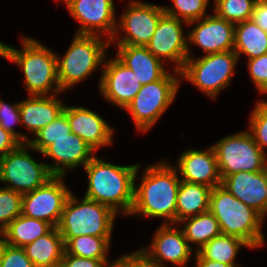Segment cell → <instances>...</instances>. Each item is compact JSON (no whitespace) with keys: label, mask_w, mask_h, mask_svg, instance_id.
I'll return each instance as SVG.
<instances>
[{"label":"cell","mask_w":267,"mask_h":267,"mask_svg":"<svg viewBox=\"0 0 267 267\" xmlns=\"http://www.w3.org/2000/svg\"><path fill=\"white\" fill-rule=\"evenodd\" d=\"M140 164L115 165L94 156L84 167L88 188L84 197L129 215L134 203V185Z\"/></svg>","instance_id":"cell-1"},{"label":"cell","mask_w":267,"mask_h":267,"mask_svg":"<svg viewBox=\"0 0 267 267\" xmlns=\"http://www.w3.org/2000/svg\"><path fill=\"white\" fill-rule=\"evenodd\" d=\"M177 169L165 160L145 168L141 183L134 185V203L129 215L164 218L176 223L177 192L181 179Z\"/></svg>","instance_id":"cell-2"},{"label":"cell","mask_w":267,"mask_h":267,"mask_svg":"<svg viewBox=\"0 0 267 267\" xmlns=\"http://www.w3.org/2000/svg\"><path fill=\"white\" fill-rule=\"evenodd\" d=\"M21 38L23 50L0 41V56L23 70L26 90L30 95L61 94L56 54L34 38L24 35Z\"/></svg>","instance_id":"cell-3"},{"label":"cell","mask_w":267,"mask_h":267,"mask_svg":"<svg viewBox=\"0 0 267 267\" xmlns=\"http://www.w3.org/2000/svg\"><path fill=\"white\" fill-rule=\"evenodd\" d=\"M209 211L216 217L222 234L238 237L252 249L264 245L261 226L265 219L222 185L212 188Z\"/></svg>","instance_id":"cell-4"},{"label":"cell","mask_w":267,"mask_h":267,"mask_svg":"<svg viewBox=\"0 0 267 267\" xmlns=\"http://www.w3.org/2000/svg\"><path fill=\"white\" fill-rule=\"evenodd\" d=\"M117 213L110 207L83 196L78 200L73 192L66 200L57 226L64 244L77 236L112 237Z\"/></svg>","instance_id":"cell-5"},{"label":"cell","mask_w":267,"mask_h":267,"mask_svg":"<svg viewBox=\"0 0 267 267\" xmlns=\"http://www.w3.org/2000/svg\"><path fill=\"white\" fill-rule=\"evenodd\" d=\"M109 46L110 41H103L99 35L75 33L63 57L56 54L57 76L62 92L84 81L102 66Z\"/></svg>","instance_id":"cell-6"},{"label":"cell","mask_w":267,"mask_h":267,"mask_svg":"<svg viewBox=\"0 0 267 267\" xmlns=\"http://www.w3.org/2000/svg\"><path fill=\"white\" fill-rule=\"evenodd\" d=\"M174 73L169 72L160 80L142 85L125 108L132 116L138 131L145 134L150 130L174 101L181 83L180 72L174 69Z\"/></svg>","instance_id":"cell-7"},{"label":"cell","mask_w":267,"mask_h":267,"mask_svg":"<svg viewBox=\"0 0 267 267\" xmlns=\"http://www.w3.org/2000/svg\"><path fill=\"white\" fill-rule=\"evenodd\" d=\"M238 55L231 51L204 55L201 58H187L180 75L200 91L215 99L221 90L227 88L235 73Z\"/></svg>","instance_id":"cell-8"},{"label":"cell","mask_w":267,"mask_h":267,"mask_svg":"<svg viewBox=\"0 0 267 267\" xmlns=\"http://www.w3.org/2000/svg\"><path fill=\"white\" fill-rule=\"evenodd\" d=\"M212 147L222 180L240 171L255 172L267 169V155L256 144L249 130L224 136Z\"/></svg>","instance_id":"cell-9"},{"label":"cell","mask_w":267,"mask_h":267,"mask_svg":"<svg viewBox=\"0 0 267 267\" xmlns=\"http://www.w3.org/2000/svg\"><path fill=\"white\" fill-rule=\"evenodd\" d=\"M28 149H32L28 143H20L1 157V183L22 195L44 185L54 176L47 163L35 161Z\"/></svg>","instance_id":"cell-10"},{"label":"cell","mask_w":267,"mask_h":267,"mask_svg":"<svg viewBox=\"0 0 267 267\" xmlns=\"http://www.w3.org/2000/svg\"><path fill=\"white\" fill-rule=\"evenodd\" d=\"M164 14L163 5L144 3L140 0L129 1L117 23V31L110 44L146 47L155 33L160 17ZM120 28V29H119ZM124 37H116L119 30ZM117 39V40H116ZM116 40V42H115Z\"/></svg>","instance_id":"cell-11"},{"label":"cell","mask_w":267,"mask_h":267,"mask_svg":"<svg viewBox=\"0 0 267 267\" xmlns=\"http://www.w3.org/2000/svg\"><path fill=\"white\" fill-rule=\"evenodd\" d=\"M65 176H53L44 185L22 195V215L57 227L70 193Z\"/></svg>","instance_id":"cell-12"},{"label":"cell","mask_w":267,"mask_h":267,"mask_svg":"<svg viewBox=\"0 0 267 267\" xmlns=\"http://www.w3.org/2000/svg\"><path fill=\"white\" fill-rule=\"evenodd\" d=\"M183 24L188 23L176 17L163 14L156 26L155 33L146 45L149 52L167 62L176 64L175 70L181 71L188 58V36L184 35Z\"/></svg>","instance_id":"cell-13"},{"label":"cell","mask_w":267,"mask_h":267,"mask_svg":"<svg viewBox=\"0 0 267 267\" xmlns=\"http://www.w3.org/2000/svg\"><path fill=\"white\" fill-rule=\"evenodd\" d=\"M72 18L80 23L76 34L105 35L111 41L117 31L114 0H66Z\"/></svg>","instance_id":"cell-14"},{"label":"cell","mask_w":267,"mask_h":267,"mask_svg":"<svg viewBox=\"0 0 267 267\" xmlns=\"http://www.w3.org/2000/svg\"><path fill=\"white\" fill-rule=\"evenodd\" d=\"M99 91L104 99L123 110L132 102L142 84L136 74L117 57L104 60Z\"/></svg>","instance_id":"cell-15"},{"label":"cell","mask_w":267,"mask_h":267,"mask_svg":"<svg viewBox=\"0 0 267 267\" xmlns=\"http://www.w3.org/2000/svg\"><path fill=\"white\" fill-rule=\"evenodd\" d=\"M195 27L188 32V58L192 57L190 45L199 46L207 54L234 50L235 24L214 13L190 22Z\"/></svg>","instance_id":"cell-16"},{"label":"cell","mask_w":267,"mask_h":267,"mask_svg":"<svg viewBox=\"0 0 267 267\" xmlns=\"http://www.w3.org/2000/svg\"><path fill=\"white\" fill-rule=\"evenodd\" d=\"M174 226V223H162L154 232L150 248H141L161 267H167L165 262L185 267L192 252H195L186 240L182 229Z\"/></svg>","instance_id":"cell-17"},{"label":"cell","mask_w":267,"mask_h":267,"mask_svg":"<svg viewBox=\"0 0 267 267\" xmlns=\"http://www.w3.org/2000/svg\"><path fill=\"white\" fill-rule=\"evenodd\" d=\"M95 150L81 137L74 133L67 134L55 140L41 154L53 159V164H47L49 171L55 176H65L67 169H74L80 164H86L95 156Z\"/></svg>","instance_id":"cell-18"},{"label":"cell","mask_w":267,"mask_h":267,"mask_svg":"<svg viewBox=\"0 0 267 267\" xmlns=\"http://www.w3.org/2000/svg\"><path fill=\"white\" fill-rule=\"evenodd\" d=\"M222 186L265 219L267 215V169L230 174L222 180Z\"/></svg>","instance_id":"cell-19"},{"label":"cell","mask_w":267,"mask_h":267,"mask_svg":"<svg viewBox=\"0 0 267 267\" xmlns=\"http://www.w3.org/2000/svg\"><path fill=\"white\" fill-rule=\"evenodd\" d=\"M177 169L182 181L210 188L222 185L216 154L211 146L206 150L188 149L179 155Z\"/></svg>","instance_id":"cell-20"},{"label":"cell","mask_w":267,"mask_h":267,"mask_svg":"<svg viewBox=\"0 0 267 267\" xmlns=\"http://www.w3.org/2000/svg\"><path fill=\"white\" fill-rule=\"evenodd\" d=\"M71 132L81 137L95 151L113 143L114 129L96 112L82 106H67Z\"/></svg>","instance_id":"cell-21"},{"label":"cell","mask_w":267,"mask_h":267,"mask_svg":"<svg viewBox=\"0 0 267 267\" xmlns=\"http://www.w3.org/2000/svg\"><path fill=\"white\" fill-rule=\"evenodd\" d=\"M55 95H30L20 102L21 125L35 135L54 121L64 110L65 104Z\"/></svg>","instance_id":"cell-22"},{"label":"cell","mask_w":267,"mask_h":267,"mask_svg":"<svg viewBox=\"0 0 267 267\" xmlns=\"http://www.w3.org/2000/svg\"><path fill=\"white\" fill-rule=\"evenodd\" d=\"M116 57L130 68L142 85L162 79L168 71L164 62L153 56L146 47L117 45Z\"/></svg>","instance_id":"cell-23"},{"label":"cell","mask_w":267,"mask_h":267,"mask_svg":"<svg viewBox=\"0 0 267 267\" xmlns=\"http://www.w3.org/2000/svg\"><path fill=\"white\" fill-rule=\"evenodd\" d=\"M34 267H60L65 244L57 227L23 247Z\"/></svg>","instance_id":"cell-24"},{"label":"cell","mask_w":267,"mask_h":267,"mask_svg":"<svg viewBox=\"0 0 267 267\" xmlns=\"http://www.w3.org/2000/svg\"><path fill=\"white\" fill-rule=\"evenodd\" d=\"M212 188L205 185L180 181L176 201V223L209 211Z\"/></svg>","instance_id":"cell-25"},{"label":"cell","mask_w":267,"mask_h":267,"mask_svg":"<svg viewBox=\"0 0 267 267\" xmlns=\"http://www.w3.org/2000/svg\"><path fill=\"white\" fill-rule=\"evenodd\" d=\"M234 52L247 59L267 54V32L262 30L252 19L235 24Z\"/></svg>","instance_id":"cell-26"},{"label":"cell","mask_w":267,"mask_h":267,"mask_svg":"<svg viewBox=\"0 0 267 267\" xmlns=\"http://www.w3.org/2000/svg\"><path fill=\"white\" fill-rule=\"evenodd\" d=\"M52 228L53 226L46 221L21 214L6 227L1 235L5 243L16 247H24L47 234Z\"/></svg>","instance_id":"cell-27"},{"label":"cell","mask_w":267,"mask_h":267,"mask_svg":"<svg viewBox=\"0 0 267 267\" xmlns=\"http://www.w3.org/2000/svg\"><path fill=\"white\" fill-rule=\"evenodd\" d=\"M249 245L242 239L220 234L195 252V259H207L223 264L235 265V259L241 247Z\"/></svg>","instance_id":"cell-28"},{"label":"cell","mask_w":267,"mask_h":267,"mask_svg":"<svg viewBox=\"0 0 267 267\" xmlns=\"http://www.w3.org/2000/svg\"><path fill=\"white\" fill-rule=\"evenodd\" d=\"M179 223L185 224L181 229L188 243H195L198 247L195 252L221 234L219 223L210 211L186 218Z\"/></svg>","instance_id":"cell-29"},{"label":"cell","mask_w":267,"mask_h":267,"mask_svg":"<svg viewBox=\"0 0 267 267\" xmlns=\"http://www.w3.org/2000/svg\"><path fill=\"white\" fill-rule=\"evenodd\" d=\"M111 237L77 236L65 243V252L81 258L108 260Z\"/></svg>","instance_id":"cell-30"},{"label":"cell","mask_w":267,"mask_h":267,"mask_svg":"<svg viewBox=\"0 0 267 267\" xmlns=\"http://www.w3.org/2000/svg\"><path fill=\"white\" fill-rule=\"evenodd\" d=\"M71 133L70 124L67 118V106L57 118L46 127L40 129L34 138H29L28 144L40 154L50 146L55 140L66 137Z\"/></svg>","instance_id":"cell-31"},{"label":"cell","mask_w":267,"mask_h":267,"mask_svg":"<svg viewBox=\"0 0 267 267\" xmlns=\"http://www.w3.org/2000/svg\"><path fill=\"white\" fill-rule=\"evenodd\" d=\"M258 0H214V14L233 24L252 19Z\"/></svg>","instance_id":"cell-32"},{"label":"cell","mask_w":267,"mask_h":267,"mask_svg":"<svg viewBox=\"0 0 267 267\" xmlns=\"http://www.w3.org/2000/svg\"><path fill=\"white\" fill-rule=\"evenodd\" d=\"M173 7L163 6L164 13L186 23L207 16L206 9L210 0H171ZM206 14V15H205Z\"/></svg>","instance_id":"cell-33"},{"label":"cell","mask_w":267,"mask_h":267,"mask_svg":"<svg viewBox=\"0 0 267 267\" xmlns=\"http://www.w3.org/2000/svg\"><path fill=\"white\" fill-rule=\"evenodd\" d=\"M22 213V194L0 187V234Z\"/></svg>","instance_id":"cell-34"},{"label":"cell","mask_w":267,"mask_h":267,"mask_svg":"<svg viewBox=\"0 0 267 267\" xmlns=\"http://www.w3.org/2000/svg\"><path fill=\"white\" fill-rule=\"evenodd\" d=\"M257 102L253 113L249 117V132L256 144L265 153V148L267 147V101L260 100Z\"/></svg>","instance_id":"cell-35"},{"label":"cell","mask_w":267,"mask_h":267,"mask_svg":"<svg viewBox=\"0 0 267 267\" xmlns=\"http://www.w3.org/2000/svg\"><path fill=\"white\" fill-rule=\"evenodd\" d=\"M21 125L20 102L7 104L0 99V126L12 134L20 143H28L29 138L25 133L17 132L14 124Z\"/></svg>","instance_id":"cell-36"},{"label":"cell","mask_w":267,"mask_h":267,"mask_svg":"<svg viewBox=\"0 0 267 267\" xmlns=\"http://www.w3.org/2000/svg\"><path fill=\"white\" fill-rule=\"evenodd\" d=\"M248 71L258 93L267 94V54L249 59Z\"/></svg>","instance_id":"cell-37"},{"label":"cell","mask_w":267,"mask_h":267,"mask_svg":"<svg viewBox=\"0 0 267 267\" xmlns=\"http://www.w3.org/2000/svg\"><path fill=\"white\" fill-rule=\"evenodd\" d=\"M0 267H34L26 256L23 247H16L4 242Z\"/></svg>","instance_id":"cell-38"},{"label":"cell","mask_w":267,"mask_h":267,"mask_svg":"<svg viewBox=\"0 0 267 267\" xmlns=\"http://www.w3.org/2000/svg\"><path fill=\"white\" fill-rule=\"evenodd\" d=\"M110 267H161L141 248L116 259Z\"/></svg>","instance_id":"cell-39"},{"label":"cell","mask_w":267,"mask_h":267,"mask_svg":"<svg viewBox=\"0 0 267 267\" xmlns=\"http://www.w3.org/2000/svg\"><path fill=\"white\" fill-rule=\"evenodd\" d=\"M111 263L108 260L81 258L69 255L64 251L60 267H110Z\"/></svg>","instance_id":"cell-40"},{"label":"cell","mask_w":267,"mask_h":267,"mask_svg":"<svg viewBox=\"0 0 267 267\" xmlns=\"http://www.w3.org/2000/svg\"><path fill=\"white\" fill-rule=\"evenodd\" d=\"M19 144L20 142L12 134L0 126V157L14 150Z\"/></svg>","instance_id":"cell-41"},{"label":"cell","mask_w":267,"mask_h":267,"mask_svg":"<svg viewBox=\"0 0 267 267\" xmlns=\"http://www.w3.org/2000/svg\"><path fill=\"white\" fill-rule=\"evenodd\" d=\"M252 20L265 32H267V2L257 1Z\"/></svg>","instance_id":"cell-42"},{"label":"cell","mask_w":267,"mask_h":267,"mask_svg":"<svg viewBox=\"0 0 267 267\" xmlns=\"http://www.w3.org/2000/svg\"><path fill=\"white\" fill-rule=\"evenodd\" d=\"M196 260V266L195 267H240L236 265H228L223 264L221 262H216L212 260L207 259H195Z\"/></svg>","instance_id":"cell-43"},{"label":"cell","mask_w":267,"mask_h":267,"mask_svg":"<svg viewBox=\"0 0 267 267\" xmlns=\"http://www.w3.org/2000/svg\"><path fill=\"white\" fill-rule=\"evenodd\" d=\"M3 249H4V239L2 235L0 234V263L2 259Z\"/></svg>","instance_id":"cell-44"},{"label":"cell","mask_w":267,"mask_h":267,"mask_svg":"<svg viewBox=\"0 0 267 267\" xmlns=\"http://www.w3.org/2000/svg\"><path fill=\"white\" fill-rule=\"evenodd\" d=\"M0 182H1V157H0Z\"/></svg>","instance_id":"cell-45"}]
</instances>
